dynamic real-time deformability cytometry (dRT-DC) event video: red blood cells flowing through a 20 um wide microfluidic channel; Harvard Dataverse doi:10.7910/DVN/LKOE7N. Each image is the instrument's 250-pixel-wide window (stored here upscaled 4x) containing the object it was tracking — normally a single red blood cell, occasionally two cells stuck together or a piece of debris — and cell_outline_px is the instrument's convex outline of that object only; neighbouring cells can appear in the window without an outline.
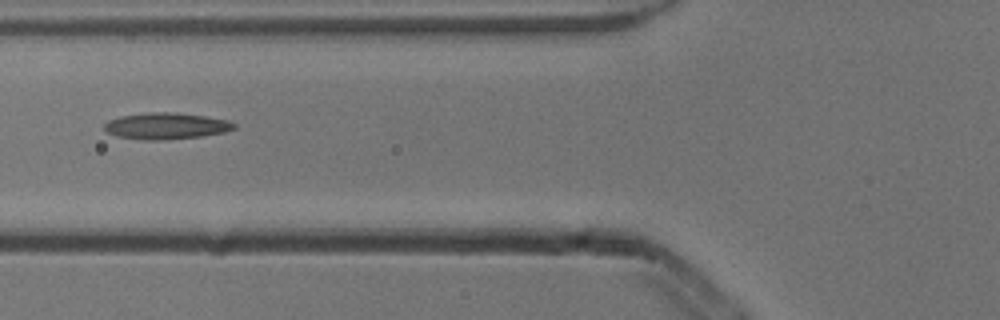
{"species": "common noctule bat (a hibernating species)", "species_latin": "Nyctalus noctula", "temperature_condition": "cold", "stored_images_in_passage": 4, "camera_frame_rate_fps": 3000, "um_per_image_px": 0.085, "animal": {"sex": "male", "body_mass_g": 13.3}, "frame": {"image": 1, "passage_image": 4, "time_ms": 1.0, "image_size_px": [1000, 320], "cell_outline_px": [[236, 128], [224, 132], [200, 136], [164, 140], [144, 140], [116, 136], [108, 132], [104, 128], [104, 124], [108, 120], [120, 116], [148, 112], [172, 112], [204, 116], [228, 120], [236, 124]], "centroid_in_image_um": [14.1, 10.7], "position_along_channel_um": 111.7, "area_um2": 19.94}}